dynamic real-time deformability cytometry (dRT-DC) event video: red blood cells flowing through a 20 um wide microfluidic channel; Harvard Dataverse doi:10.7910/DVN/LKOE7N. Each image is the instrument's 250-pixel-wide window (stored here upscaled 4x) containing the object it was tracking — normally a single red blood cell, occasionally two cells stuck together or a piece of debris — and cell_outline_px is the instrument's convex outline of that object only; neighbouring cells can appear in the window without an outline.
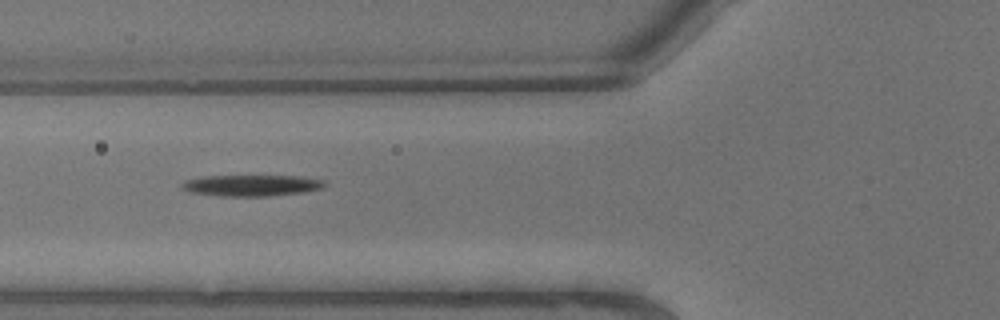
{"species": "common noctule bat (a hibernating species)", "species_latin": "Nyctalus noctula", "temperature_condition": "warm", "stored_images_in_passage": 9, "segment_of_instrument_passage": [2, 2], "camera_frame_rate_fps": 3000, "um_per_image_px": 0.085, "animal": {"sex": "male", "body_mass_g": 13.3}, "frame": {"image": 1, "passage_image": 8, "time_ms": 2.333, "image_size_px": [1000, 320], "cell_outline_px": [[328, 184], [320, 188], [304, 192], [268, 196], [220, 196], [188, 192], [180, 188], [180, 184], [184, 180], [200, 176], [300, 176], [324, 180]], "centroid_in_image_um": [21.32, 15.76], "position_along_channel_um": 104.5, "area_um2": 17.86}}
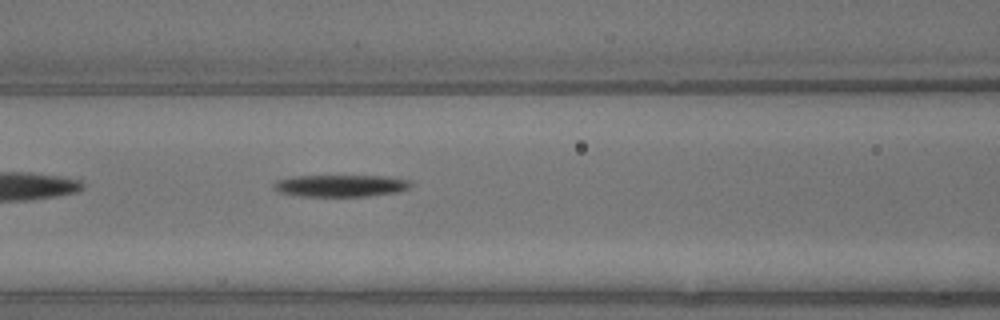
{"frame": {"image": 2, "passage_image": 9, "time_ms": 2.667, "image_size_px": [1000, 320], "cell_outline_px": [[412, 184], [408, 188], [400, 192], [368, 196], [300, 196], [276, 192], [272, 188], [276, 180], [292, 176], [384, 176], [408, 180]], "centroid_in_image_um": [28.91, 15.79], "position_along_channel_um": 137.7, "area_um2": 17.63}}